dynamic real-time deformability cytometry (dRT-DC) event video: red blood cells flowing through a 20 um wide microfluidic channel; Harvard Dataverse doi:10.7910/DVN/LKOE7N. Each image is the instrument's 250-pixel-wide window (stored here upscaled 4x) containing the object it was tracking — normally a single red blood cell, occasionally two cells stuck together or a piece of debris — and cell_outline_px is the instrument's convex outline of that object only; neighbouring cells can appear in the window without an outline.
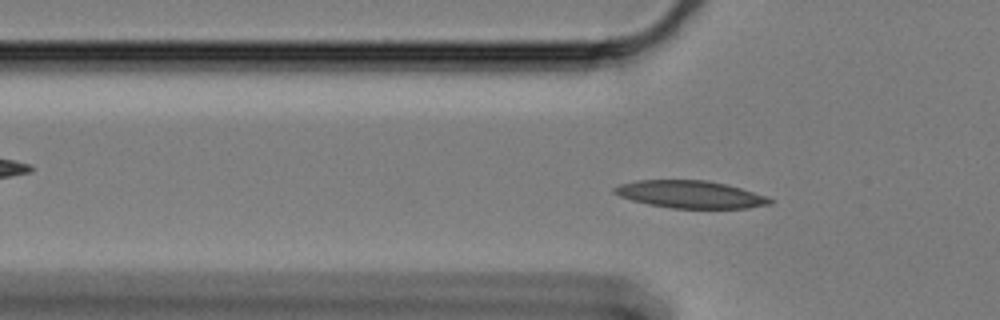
{"species": "Egyptian fruit bat (a non-hibernating species)", "species_latin": "Rousettus aegyptiacus", "temperature_condition": "cold", "stored_images_in_passage": 60, "camera_frame_rate_fps": 3000, "um_per_image_px": 0.085, "animal": {"sex": "female"}, "frame": {"image": 1, "passage_image": 18, "time_ms": 5.667, "image_size_px": [1000, 320], "cell_outline_px": [[776, 200], [772, 204], [748, 208], [672, 208], [648, 204], [632, 200], [620, 196], [612, 192], [612, 188], [620, 184], [636, 180], [708, 180], [728, 184]], "centroid_in_image_um": [58.67, 16.52], "position_along_channel_um": 67.1, "area_um2": 24.91}}
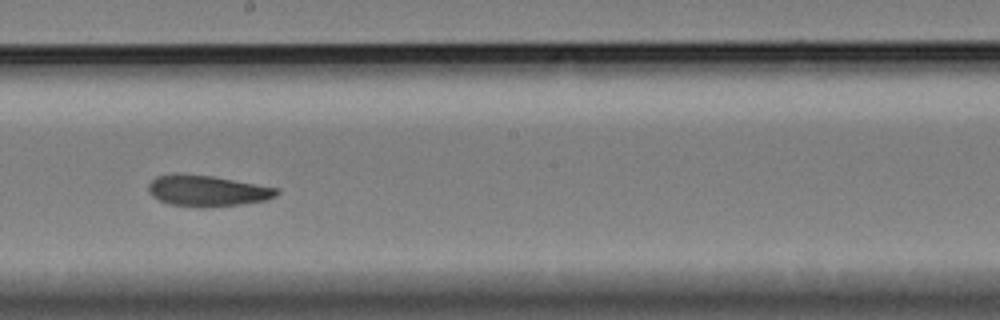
{"frame": {"image": 2, "passage_image": 33, "time_ms": 10.667, "image_size_px": [1000, 320], "cell_outline_px": [[280, 192], [276, 196], [264, 200], [240, 204], [204, 208], [168, 204], [152, 196], [148, 192], [148, 184], [156, 176], [172, 172], [176, 172], [212, 176], [280, 188]], "centroid_in_image_um": [17.57, 16.2], "position_along_channel_um": 230.6, "area_um2": 23.52}}
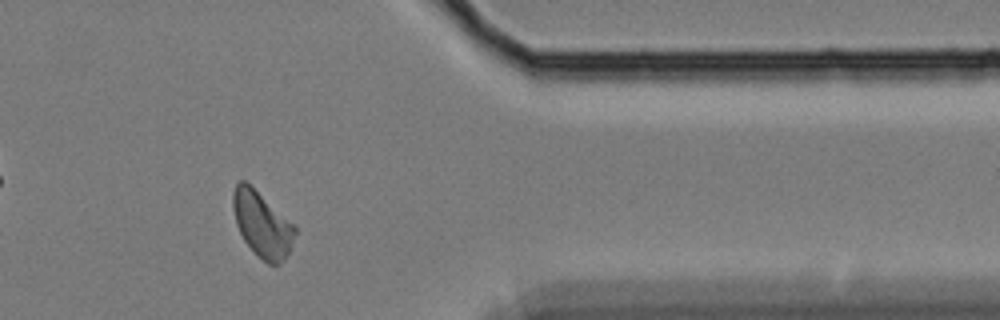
{"frame": {"image": 3, "passage_image": 49, "time_ms": 16.0, "image_size_px": [1000, 320], "cell_outline_px": [[296, 232], [288, 252], [284, 260], [280, 264], [268, 264], [256, 256], [244, 240], [236, 224], [232, 208], [232, 192], [236, 180], [244, 180], [296, 224]], "centroid_in_image_um": [22.26, 19.05], "position_along_channel_um": 389.1, "area_um2": 23.87}, "authors_computed_cell_mechanics": {"area_um2": 23.3801, "velocity_mm_per_s": 3.2735, "shape_relaxation_time_tau1_ms": 5.3249, "shape_relaxation_time_tau2_ms": 4.2382, "deformation_change_tau1": 0.1191, "deformation_change_tau2": 0.1093}}